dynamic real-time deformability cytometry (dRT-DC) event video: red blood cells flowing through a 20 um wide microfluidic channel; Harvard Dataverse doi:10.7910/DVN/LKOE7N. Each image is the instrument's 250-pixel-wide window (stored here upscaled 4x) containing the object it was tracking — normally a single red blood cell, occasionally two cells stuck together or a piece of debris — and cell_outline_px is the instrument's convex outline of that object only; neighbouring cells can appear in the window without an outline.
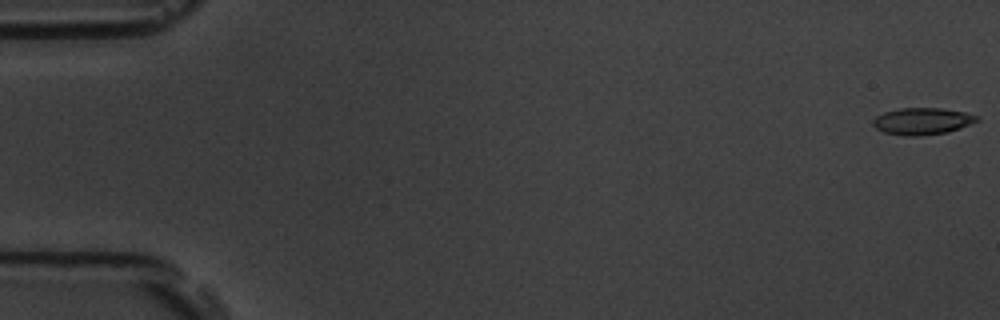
{"species": "common noctule bat (a hibernating species)", "species_latin": "Nyctalus noctula", "temperature_condition": "room temperature", "stored_images_in_passage": 58, "camera_frame_rate_fps": 3000, "um_per_image_px": 0.085, "animal": {"sex": "male", "body_mass_g": 19.5, "forearm_length_mm": 54.6}, "frame": {"image": 1, "passage_image": 1, "time_ms": 0.0, "image_size_px": [1000, 320], "cell_outline_px": [[980, 120], [960, 128], [948, 132], [920, 136], [904, 136], [884, 132], [876, 128], [872, 124], [872, 120], [876, 116], [884, 112], [900, 108], [940, 108], [964, 112], [980, 116]], "centroid_in_image_um": [78.4, 10.3], "position_along_channel_um": 6.6, "area_um2": 16.36}}
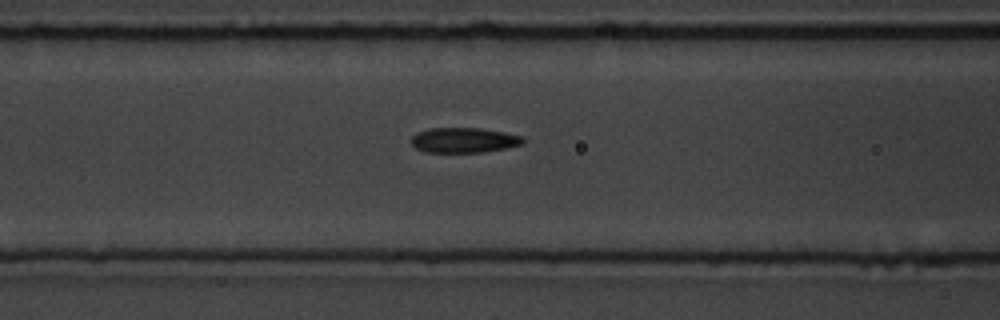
{"frame": {"image": 2, "passage_image": 24, "time_ms": 7.667, "image_size_px": [1000, 320], "cell_outline_px": [[524, 144], [484, 152], [424, 152], [416, 148], [412, 144], [412, 136], [416, 132], [428, 128], [480, 128], [504, 132], [524, 136]], "centroid_in_image_um": [39.43, 11.91], "position_along_channel_um": 127.2, "area_um2": 16.42}}
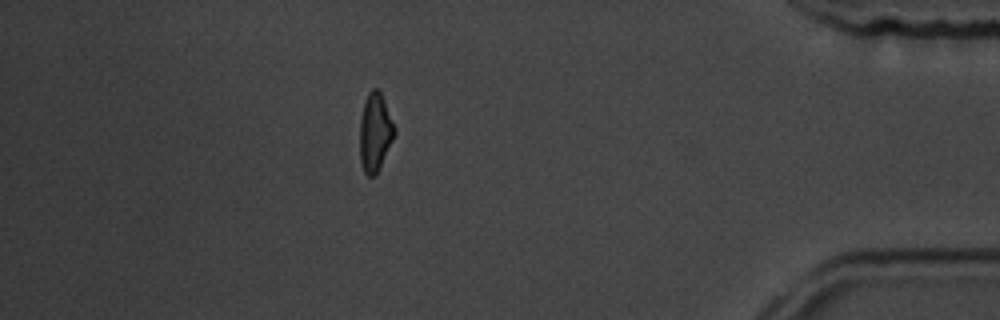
{"frame": {"image": 3, "passage_image": 51, "time_ms": 16.667, "image_size_px": [1000, 320], "cell_outline_px": [[396, 132], [376, 172], [372, 176], [368, 176], [364, 172], [360, 160], [360, 120], [364, 100], [368, 92], [372, 88], [376, 88], [380, 92], [384, 100]], "centroid_in_image_um": [31.85, 11.2], "position_along_channel_um": 403.4, "area_um2": 15.37}, "authors_computed_cell_mechanics": {"area_um2": 16.4152, "velocity_mm_per_s": 3.5604, "shape_relaxation_time_tau1_ms": 5.1636, "shape_relaxation_time_tau2_ms": 3.3361, "deformation_change_tau1": 0.1571, "deformation_change_tau2": 0.1094}}